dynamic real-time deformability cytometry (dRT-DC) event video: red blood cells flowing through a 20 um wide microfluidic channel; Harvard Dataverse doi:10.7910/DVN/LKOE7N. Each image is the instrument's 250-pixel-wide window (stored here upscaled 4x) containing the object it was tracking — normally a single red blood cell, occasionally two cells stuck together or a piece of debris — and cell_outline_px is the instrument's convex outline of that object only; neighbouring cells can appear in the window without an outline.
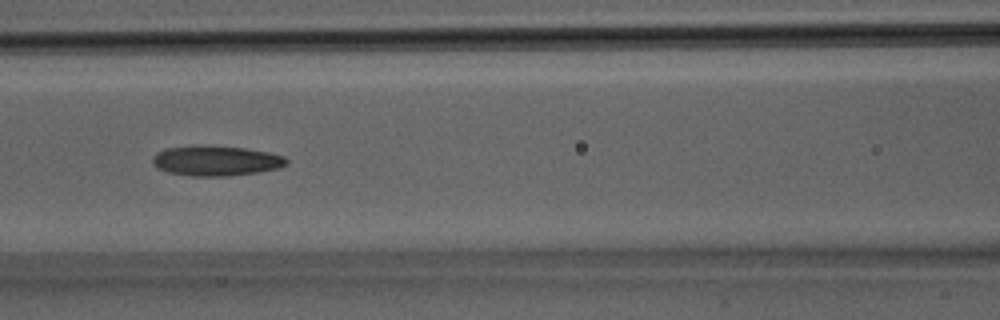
{"species": "Egyptian fruit bat (a non-hibernating species)", "species_latin": "Rousettus aegyptiacus", "temperature_condition": "room temperature", "stored_images_in_passage": 16, "camera_frame_rate_fps": 3000, "um_per_image_px": 0.085, "animal": {"sex": "male"}, "frame": {"image": 1, "passage_image": 7, "time_ms": 2.0, "image_size_px": [1000, 320], "cell_outline_px": [[288, 164], [276, 168], [256, 172], [228, 176], [192, 176], [168, 172], [152, 164], [152, 156], [156, 152], [164, 148], [192, 144], [244, 148], [268, 152], [284, 156], [288, 160]], "centroid_in_image_um": [18.3, 13.64], "position_along_channel_um": 148.3, "area_um2": 23.64}}
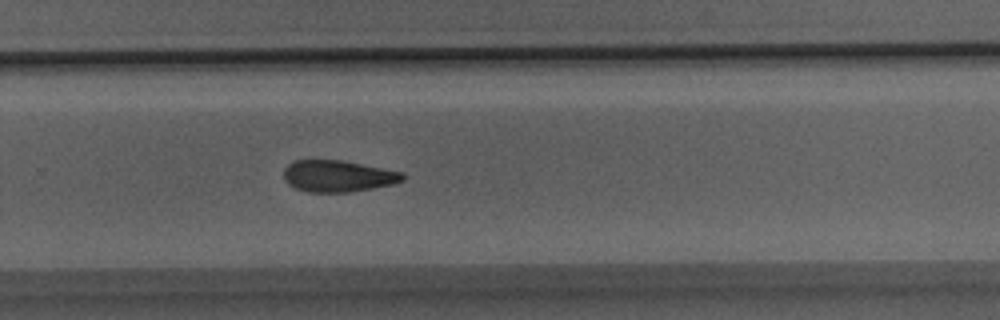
{"frame": {"image": 2, "passage_image": 14, "time_ms": 4.333, "image_size_px": [1000, 320], "cell_outline_px": [[404, 180], [392, 184], [352, 192], [308, 192], [296, 188], [288, 184], [284, 180], [284, 168], [288, 164], [296, 160], [340, 160], [404, 172]], "centroid_in_image_um": [28.71, 14.97], "position_along_channel_um": 301.1, "area_um2": 21.85}}
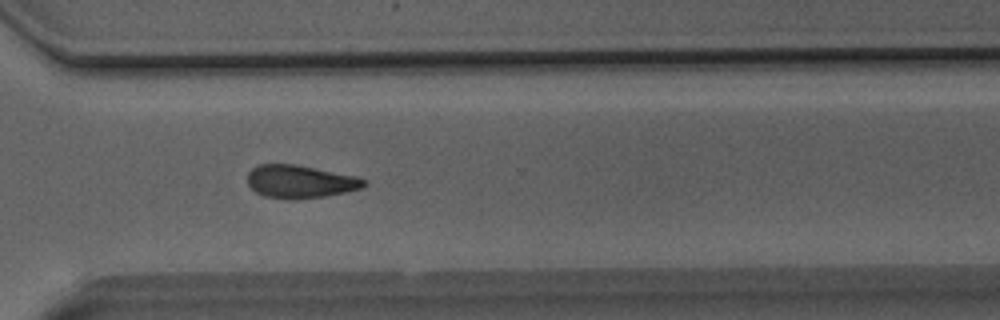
{"frame": {"image": 3, "passage_image": 16, "time_ms": 5.0, "image_size_px": [1000, 320], "cell_outline_px": [[368, 184], [360, 188], [344, 192], [324, 196], [296, 200], [292, 200], [264, 196], [256, 192], [248, 184], [248, 172], [252, 168], [260, 164], [296, 164], [356, 176], [368, 180]], "centroid_in_image_um": [25.51, 15.43], "position_along_channel_um": 345.1, "area_um2": 22.43}}